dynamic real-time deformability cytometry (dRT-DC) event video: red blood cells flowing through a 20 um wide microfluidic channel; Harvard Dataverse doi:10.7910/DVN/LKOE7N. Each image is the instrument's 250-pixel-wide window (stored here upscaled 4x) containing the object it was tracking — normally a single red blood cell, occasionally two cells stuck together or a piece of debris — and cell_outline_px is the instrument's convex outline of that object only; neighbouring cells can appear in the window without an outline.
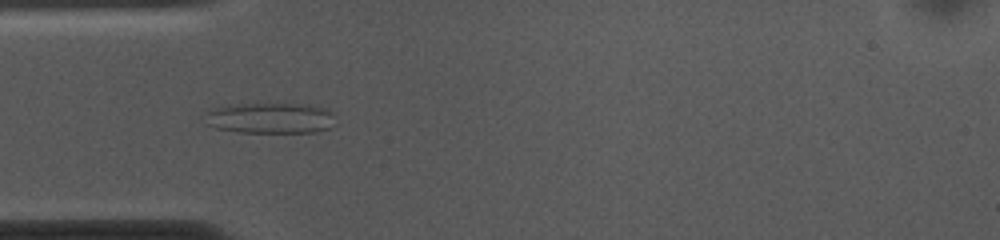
{"species": "common noctule bat (a hibernating species)", "species_latin": "Nyctalus noctula", "temperature_condition": "cold", "stored_images_in_passage": 52, "camera_frame_rate_fps": 3000, "um_per_image_px": 0.085, "animal": {"sex": "female", "body_mass_g": 10.0, "forearm_length_mm": 53.1}, "frame": {"image": 1, "passage_image": 14, "time_ms": 4.333, "image_size_px": [1000, 240], "cell_outline_px": [[336, 124], [328, 128], [316, 132], [236, 132], [216, 128], [204, 124], [208, 112], [212, 108], [228, 104], [308, 104], [328, 108]], "centroid_in_image_um": [22.97, 10.03], "position_along_channel_um": 62.0, "area_um2": 23.58}}
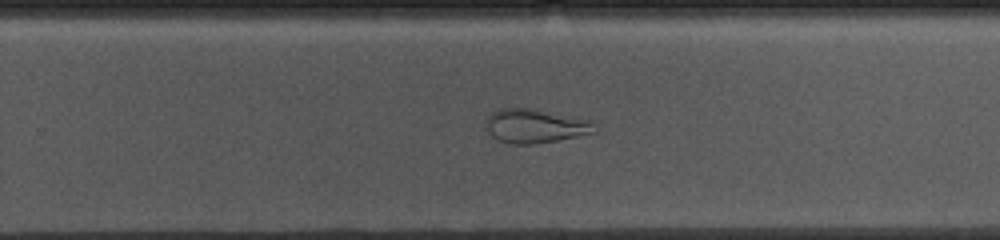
{"frame": {"image": 2, "passage_image": 32, "time_ms": 10.333, "image_size_px": [1000, 240], "cell_outline_px": [[600, 132], [556, 140], [532, 144], [508, 144], [496, 140], [488, 132], [484, 120], [492, 112], [500, 108], [536, 108], [592, 120]], "centroid_in_image_um": [45.51, 10.7], "position_along_channel_um": 284.3, "area_um2": 22.08}}
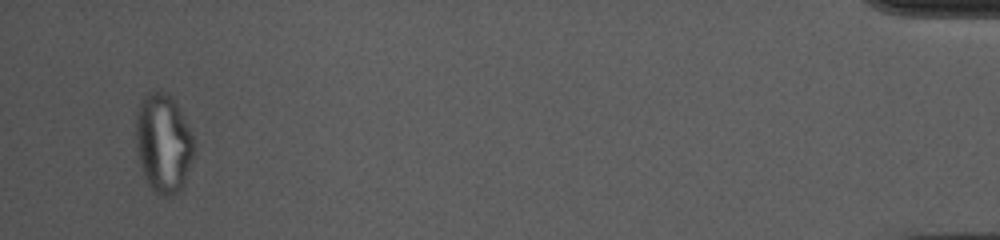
{"frame": {"image": 3, "passage_image": 50, "time_ms": 16.333, "image_size_px": [1000, 240], "cell_outline_px": [[192, 156], [184, 184], [180, 192], [172, 196], [164, 196], [152, 192], [144, 176], [140, 164], [136, 144], [136, 112], [140, 100], [148, 92], [160, 92], [168, 96], [176, 104], [184, 116], [192, 136]], "centroid_in_image_um": [13.85, 12.21], "position_along_channel_um": 421.3, "area_um2": 33.18}, "authors_computed_cell_mechanics": {"area_um2": 26.8192, "velocity_mm_per_s": 3.7128, "shape_relaxation_time_tau1_ms": null, "shape_relaxation_time_tau2_ms": 1.4408, "deformation_change_tau1": null, "deformation_change_tau2": 0.0914}}